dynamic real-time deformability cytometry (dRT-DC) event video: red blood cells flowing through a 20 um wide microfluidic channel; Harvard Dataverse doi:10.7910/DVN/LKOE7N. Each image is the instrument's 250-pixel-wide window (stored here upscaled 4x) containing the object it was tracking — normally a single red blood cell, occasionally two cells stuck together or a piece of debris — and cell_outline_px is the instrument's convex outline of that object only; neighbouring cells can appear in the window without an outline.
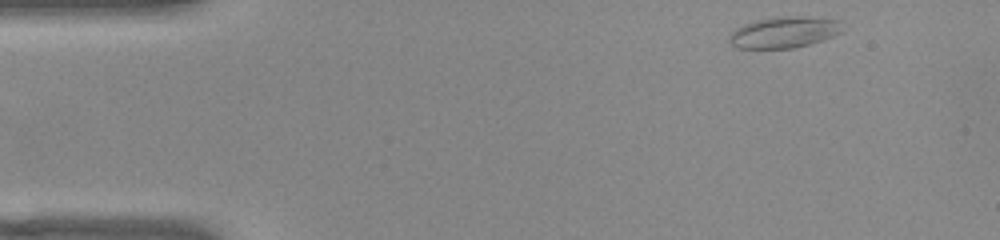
{"species": "common noctule bat (a hibernating species)", "species_latin": "Nyctalus noctula", "temperature_condition": "warm", "stored_images_in_passage": 47, "camera_frame_rate_fps": 3000, "um_per_image_px": 0.085, "animal": {"sex": "female", "body_mass_g": 22.0, "forearm_length_mm": 56.7}, "frame": {"image": 1, "passage_image": 1, "time_ms": 0.0, "image_size_px": [1000, 240], "cell_outline_px": [[840, 32], [824, 40], [792, 48], [736, 48], [728, 40], [728, 36], [736, 28], [744, 24], [756, 20], [776, 16], [800, 16], [840, 20]], "centroid_in_image_um": [66.6, 2.74], "position_along_channel_um": 18.4, "area_um2": 20.46}}
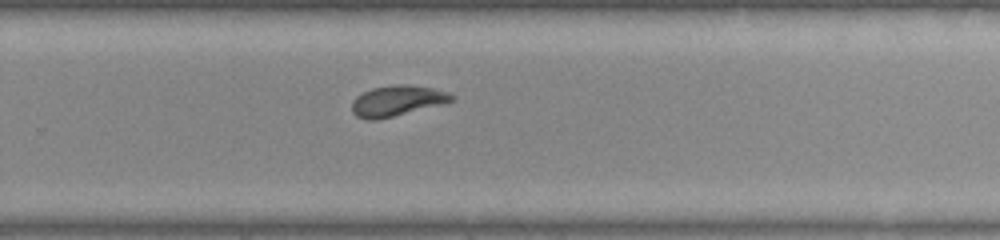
{"frame": {"image": 2, "passage_image": 29, "time_ms": 9.333, "image_size_px": [1000, 240], "cell_outline_px": [[456, 96], [452, 100], [440, 104], [376, 120], [364, 120], [356, 116], [352, 112], [352, 100], [356, 96], [372, 88], [396, 84], [408, 84], [432, 88], [448, 92]], "centroid_in_image_um": [33.7, 8.56], "position_along_channel_um": 296.1, "area_um2": 17.57}}
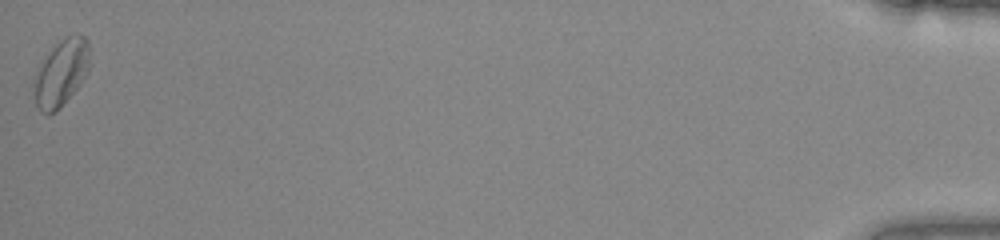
{"frame": {"image": 3, "passage_image": 47, "time_ms": 15.333, "image_size_px": [1000, 240], "cell_outline_px": [[88, 72], [80, 84], [60, 108], [52, 112], [40, 112], [36, 104], [32, 92], [32, 84], [44, 60], [52, 48], [60, 40], [76, 32], [80, 32], [88, 40]], "centroid_in_image_um": [5.2, 6.18], "position_along_channel_um": 430.0, "area_um2": 21.33}, "authors_computed_cell_mechanics": {"area_um2": 17.6868, "velocity_mm_per_s": 3.9402, "shape_relaxation_time_tau1_ms": 4.7968, "shape_relaxation_time_tau2_ms": 3.2209, "deformation_change_tau1": 0.1518, "deformation_change_tau2": 0.0889}}